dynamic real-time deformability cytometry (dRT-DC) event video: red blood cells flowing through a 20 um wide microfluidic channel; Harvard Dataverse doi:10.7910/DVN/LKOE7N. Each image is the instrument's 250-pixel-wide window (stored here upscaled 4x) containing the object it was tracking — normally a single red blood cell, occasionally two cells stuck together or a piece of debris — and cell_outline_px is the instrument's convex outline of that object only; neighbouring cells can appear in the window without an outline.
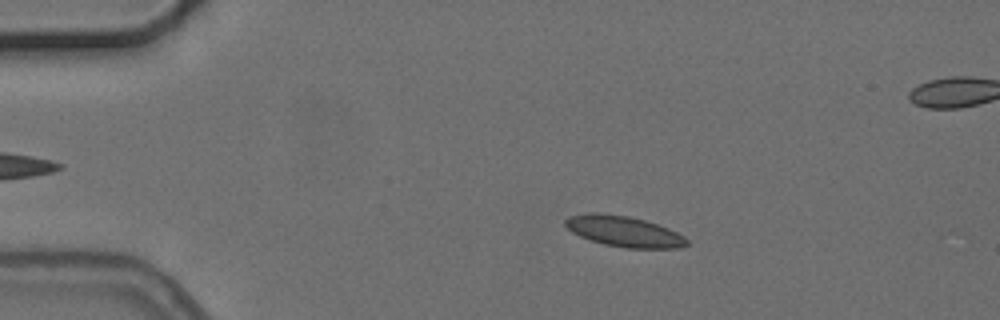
{"species": "common noctule bat (a hibernating species)", "species_latin": "Nyctalus noctula", "temperature_condition": "cold", "stored_images_in_passage": 5, "segment_of_instrument_passage": [1, 2], "camera_frame_rate_fps": 3000, "um_per_image_px": 0.085, "animal": {"sex": "female", "body_mass_g": 24.6, "forearm_length_mm": 56.2}, "frame": {"image": 1, "passage_image": 3, "time_ms": 2.333, "image_size_px": [1000, 320], "cell_outline_px": [[688, 244], [680, 248], [624, 248], [604, 244], [588, 240], [572, 232], [564, 224], [564, 220], [568, 216], [588, 212], [600, 212], [628, 216], [644, 220], [668, 228], [684, 236], [688, 240]], "centroid_in_image_um": [53.0, 19.66], "position_along_channel_um": 32.0, "area_um2": 21.91}}